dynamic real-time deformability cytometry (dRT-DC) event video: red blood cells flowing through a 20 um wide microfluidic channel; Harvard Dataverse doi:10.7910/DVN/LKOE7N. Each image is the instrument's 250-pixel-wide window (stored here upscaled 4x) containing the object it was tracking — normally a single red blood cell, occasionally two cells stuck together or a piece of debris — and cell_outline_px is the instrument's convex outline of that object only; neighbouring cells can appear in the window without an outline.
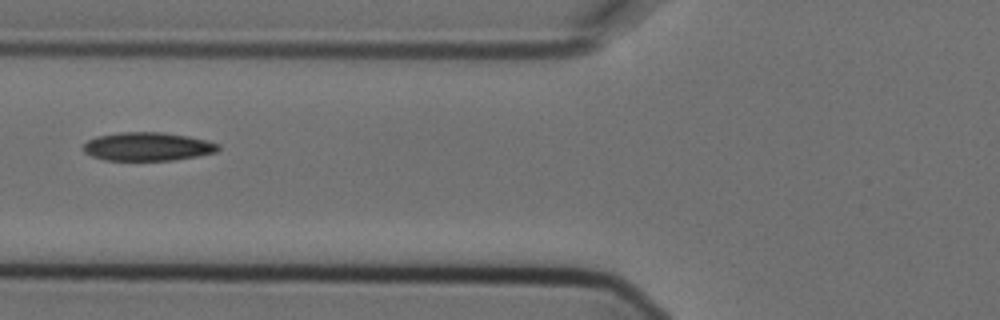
{"species": "Egyptian fruit bat (a non-hibernating species)", "species_latin": "Rousettus aegyptiacus", "temperature_condition": "cold", "stored_images_in_passage": 7, "camera_frame_rate_fps": 3000, "um_per_image_px": 0.085, "animal": {"sex": "female"}, "frame": {"image": 1, "passage_image": 4, "time_ms": 1.0, "image_size_px": [1000, 320], "cell_outline_px": [[220, 148], [216, 152], [196, 156], [172, 160], [104, 160], [92, 156], [84, 152], [80, 148], [88, 140], [96, 136], [120, 132], [160, 132], [188, 136], [220, 144]], "centroid_in_image_um": [12.5, 12.45], "position_along_channel_um": 113.3, "area_um2": 22.37}}
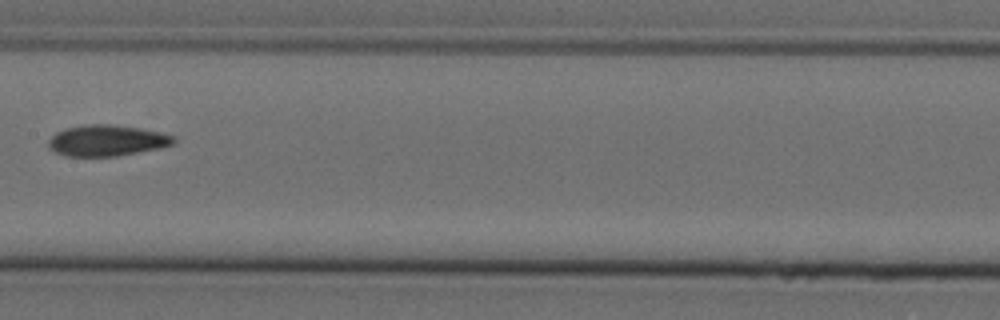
{"frame": {"image": 2, "passage_image": 6, "time_ms": 1.667, "image_size_px": [1000, 320], "cell_outline_px": [[176, 144], [160, 148], [116, 156], [64, 156], [48, 148], [48, 140], [56, 132], [64, 128], [88, 124], [108, 124], [140, 128], [160, 132], [176, 136]], "centroid_in_image_um": [9.1, 11.94], "position_along_channel_um": 198.3, "area_um2": 22.83}}
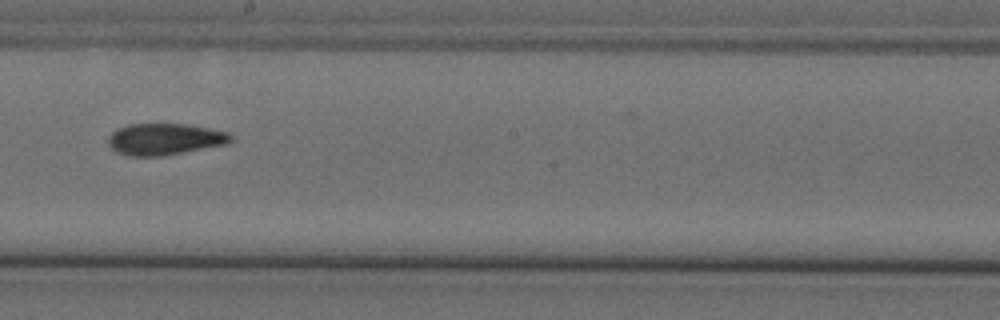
{"frame": {"image": 3, "passage_image": 7, "time_ms": 2.0, "image_size_px": [1000, 320], "cell_outline_px": [[232, 140], [224, 144], [164, 156], [128, 156], [116, 152], [108, 144], [108, 136], [112, 132], [128, 124], [188, 124], [228, 132], [232, 136]], "centroid_in_image_um": [13.97, 11.83], "position_along_channel_um": 234.2, "area_um2": 22.43}}